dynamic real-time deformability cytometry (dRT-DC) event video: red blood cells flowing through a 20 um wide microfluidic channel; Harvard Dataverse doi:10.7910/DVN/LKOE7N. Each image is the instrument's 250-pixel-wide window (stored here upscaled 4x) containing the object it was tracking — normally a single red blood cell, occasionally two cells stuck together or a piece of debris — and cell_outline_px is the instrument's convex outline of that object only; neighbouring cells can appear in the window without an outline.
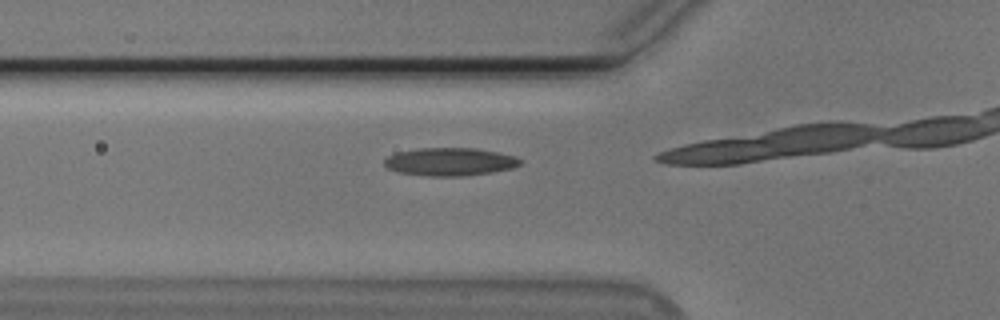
{"species": "Egyptian fruit bat (a non-hibernating species)", "species_latin": "Rousettus aegyptiacus", "temperature_condition": "cold", "stored_images_in_passage": 5, "camera_frame_rate_fps": 3000, "um_per_image_px": 0.085, "animal": {"sex": "male"}, "frame": {"image": 1, "passage_image": 3, "time_ms": 0.667, "image_size_px": [1000, 320], "cell_outline_px": [[520, 164], [512, 168], [492, 172], [464, 176], [428, 176], [400, 172], [388, 168], [384, 164], [384, 160], [388, 156], [396, 152], [420, 148], [476, 148], [516, 156], [520, 160]], "centroid_in_image_um": [38.23, 13.74], "position_along_channel_um": 87.6, "area_um2": 22.02}}